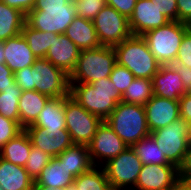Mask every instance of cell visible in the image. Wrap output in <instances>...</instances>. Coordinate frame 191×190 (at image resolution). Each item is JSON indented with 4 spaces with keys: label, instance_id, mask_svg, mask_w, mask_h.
<instances>
[{
    "label": "cell",
    "instance_id": "30",
    "mask_svg": "<svg viewBox=\"0 0 191 190\" xmlns=\"http://www.w3.org/2000/svg\"><path fill=\"white\" fill-rule=\"evenodd\" d=\"M153 96L152 79L135 78L122 95V102L145 105Z\"/></svg>",
    "mask_w": 191,
    "mask_h": 190
},
{
    "label": "cell",
    "instance_id": "18",
    "mask_svg": "<svg viewBox=\"0 0 191 190\" xmlns=\"http://www.w3.org/2000/svg\"><path fill=\"white\" fill-rule=\"evenodd\" d=\"M80 51L65 34H60L49 48L45 59L70 76L76 68Z\"/></svg>",
    "mask_w": 191,
    "mask_h": 190
},
{
    "label": "cell",
    "instance_id": "20",
    "mask_svg": "<svg viewBox=\"0 0 191 190\" xmlns=\"http://www.w3.org/2000/svg\"><path fill=\"white\" fill-rule=\"evenodd\" d=\"M34 180L25 167L0 157V188L2 190H33Z\"/></svg>",
    "mask_w": 191,
    "mask_h": 190
},
{
    "label": "cell",
    "instance_id": "31",
    "mask_svg": "<svg viewBox=\"0 0 191 190\" xmlns=\"http://www.w3.org/2000/svg\"><path fill=\"white\" fill-rule=\"evenodd\" d=\"M74 183L77 190H112L104 169L99 171L97 166L80 174L74 179Z\"/></svg>",
    "mask_w": 191,
    "mask_h": 190
},
{
    "label": "cell",
    "instance_id": "44",
    "mask_svg": "<svg viewBox=\"0 0 191 190\" xmlns=\"http://www.w3.org/2000/svg\"><path fill=\"white\" fill-rule=\"evenodd\" d=\"M180 178L191 179V142L188 145L185 160L182 166L179 168Z\"/></svg>",
    "mask_w": 191,
    "mask_h": 190
},
{
    "label": "cell",
    "instance_id": "11",
    "mask_svg": "<svg viewBox=\"0 0 191 190\" xmlns=\"http://www.w3.org/2000/svg\"><path fill=\"white\" fill-rule=\"evenodd\" d=\"M92 22L103 46L114 47L132 35L129 19L108 5L100 10Z\"/></svg>",
    "mask_w": 191,
    "mask_h": 190
},
{
    "label": "cell",
    "instance_id": "33",
    "mask_svg": "<svg viewBox=\"0 0 191 190\" xmlns=\"http://www.w3.org/2000/svg\"><path fill=\"white\" fill-rule=\"evenodd\" d=\"M52 159L53 157L48 155L46 152H43L41 149L32 146L25 165V169L29 176L35 181L40 175L42 169Z\"/></svg>",
    "mask_w": 191,
    "mask_h": 190
},
{
    "label": "cell",
    "instance_id": "39",
    "mask_svg": "<svg viewBox=\"0 0 191 190\" xmlns=\"http://www.w3.org/2000/svg\"><path fill=\"white\" fill-rule=\"evenodd\" d=\"M136 1L137 0H106V3L129 19L134 11Z\"/></svg>",
    "mask_w": 191,
    "mask_h": 190
},
{
    "label": "cell",
    "instance_id": "3",
    "mask_svg": "<svg viewBox=\"0 0 191 190\" xmlns=\"http://www.w3.org/2000/svg\"><path fill=\"white\" fill-rule=\"evenodd\" d=\"M113 48L117 63L125 66L135 78L153 79L160 68L145 39L140 35H131Z\"/></svg>",
    "mask_w": 191,
    "mask_h": 190
},
{
    "label": "cell",
    "instance_id": "7",
    "mask_svg": "<svg viewBox=\"0 0 191 190\" xmlns=\"http://www.w3.org/2000/svg\"><path fill=\"white\" fill-rule=\"evenodd\" d=\"M150 135L166 160L180 168L191 142V124L179 118L166 127L150 132Z\"/></svg>",
    "mask_w": 191,
    "mask_h": 190
},
{
    "label": "cell",
    "instance_id": "15",
    "mask_svg": "<svg viewBox=\"0 0 191 190\" xmlns=\"http://www.w3.org/2000/svg\"><path fill=\"white\" fill-rule=\"evenodd\" d=\"M150 132L166 127L180 118L179 101L153 95L144 105Z\"/></svg>",
    "mask_w": 191,
    "mask_h": 190
},
{
    "label": "cell",
    "instance_id": "17",
    "mask_svg": "<svg viewBox=\"0 0 191 190\" xmlns=\"http://www.w3.org/2000/svg\"><path fill=\"white\" fill-rule=\"evenodd\" d=\"M153 95L179 100L188 91L185 89L181 76L173 65H160L153 76Z\"/></svg>",
    "mask_w": 191,
    "mask_h": 190
},
{
    "label": "cell",
    "instance_id": "42",
    "mask_svg": "<svg viewBox=\"0 0 191 190\" xmlns=\"http://www.w3.org/2000/svg\"><path fill=\"white\" fill-rule=\"evenodd\" d=\"M178 21L188 24L191 21V0H177Z\"/></svg>",
    "mask_w": 191,
    "mask_h": 190
},
{
    "label": "cell",
    "instance_id": "50",
    "mask_svg": "<svg viewBox=\"0 0 191 190\" xmlns=\"http://www.w3.org/2000/svg\"><path fill=\"white\" fill-rule=\"evenodd\" d=\"M187 25H188V30L191 31V21Z\"/></svg>",
    "mask_w": 191,
    "mask_h": 190
},
{
    "label": "cell",
    "instance_id": "47",
    "mask_svg": "<svg viewBox=\"0 0 191 190\" xmlns=\"http://www.w3.org/2000/svg\"><path fill=\"white\" fill-rule=\"evenodd\" d=\"M173 190H191V182L187 179L179 178Z\"/></svg>",
    "mask_w": 191,
    "mask_h": 190
},
{
    "label": "cell",
    "instance_id": "5",
    "mask_svg": "<svg viewBox=\"0 0 191 190\" xmlns=\"http://www.w3.org/2000/svg\"><path fill=\"white\" fill-rule=\"evenodd\" d=\"M105 122L128 147L150 135L143 105L119 102Z\"/></svg>",
    "mask_w": 191,
    "mask_h": 190
},
{
    "label": "cell",
    "instance_id": "19",
    "mask_svg": "<svg viewBox=\"0 0 191 190\" xmlns=\"http://www.w3.org/2000/svg\"><path fill=\"white\" fill-rule=\"evenodd\" d=\"M4 51L5 64L14 73L25 67L33 66L37 60L22 33L4 41Z\"/></svg>",
    "mask_w": 191,
    "mask_h": 190
},
{
    "label": "cell",
    "instance_id": "27",
    "mask_svg": "<svg viewBox=\"0 0 191 190\" xmlns=\"http://www.w3.org/2000/svg\"><path fill=\"white\" fill-rule=\"evenodd\" d=\"M26 16L0 0V41H6L21 34Z\"/></svg>",
    "mask_w": 191,
    "mask_h": 190
},
{
    "label": "cell",
    "instance_id": "45",
    "mask_svg": "<svg viewBox=\"0 0 191 190\" xmlns=\"http://www.w3.org/2000/svg\"><path fill=\"white\" fill-rule=\"evenodd\" d=\"M181 76L185 89L188 91L191 88V68L183 65H173Z\"/></svg>",
    "mask_w": 191,
    "mask_h": 190
},
{
    "label": "cell",
    "instance_id": "34",
    "mask_svg": "<svg viewBox=\"0 0 191 190\" xmlns=\"http://www.w3.org/2000/svg\"><path fill=\"white\" fill-rule=\"evenodd\" d=\"M76 16L87 20H93L96 15L104 8L106 0H73Z\"/></svg>",
    "mask_w": 191,
    "mask_h": 190
},
{
    "label": "cell",
    "instance_id": "38",
    "mask_svg": "<svg viewBox=\"0 0 191 190\" xmlns=\"http://www.w3.org/2000/svg\"><path fill=\"white\" fill-rule=\"evenodd\" d=\"M169 21H178L177 0H151Z\"/></svg>",
    "mask_w": 191,
    "mask_h": 190
},
{
    "label": "cell",
    "instance_id": "4",
    "mask_svg": "<svg viewBox=\"0 0 191 190\" xmlns=\"http://www.w3.org/2000/svg\"><path fill=\"white\" fill-rule=\"evenodd\" d=\"M117 63L116 52L111 46L81 50L75 70L69 76L70 84L95 82L110 77Z\"/></svg>",
    "mask_w": 191,
    "mask_h": 190
},
{
    "label": "cell",
    "instance_id": "26",
    "mask_svg": "<svg viewBox=\"0 0 191 190\" xmlns=\"http://www.w3.org/2000/svg\"><path fill=\"white\" fill-rule=\"evenodd\" d=\"M31 147L29 136L23 130L0 149V157L13 164L25 167Z\"/></svg>",
    "mask_w": 191,
    "mask_h": 190
},
{
    "label": "cell",
    "instance_id": "28",
    "mask_svg": "<svg viewBox=\"0 0 191 190\" xmlns=\"http://www.w3.org/2000/svg\"><path fill=\"white\" fill-rule=\"evenodd\" d=\"M21 33L27 40L29 48L37 59L45 58L49 48L58 35L52 32H42L33 29L26 22L23 25Z\"/></svg>",
    "mask_w": 191,
    "mask_h": 190
},
{
    "label": "cell",
    "instance_id": "16",
    "mask_svg": "<svg viewBox=\"0 0 191 190\" xmlns=\"http://www.w3.org/2000/svg\"><path fill=\"white\" fill-rule=\"evenodd\" d=\"M170 22L151 0H137L134 11L129 18V27L132 35H140L159 28Z\"/></svg>",
    "mask_w": 191,
    "mask_h": 190
},
{
    "label": "cell",
    "instance_id": "49",
    "mask_svg": "<svg viewBox=\"0 0 191 190\" xmlns=\"http://www.w3.org/2000/svg\"><path fill=\"white\" fill-rule=\"evenodd\" d=\"M4 41H0V64H5Z\"/></svg>",
    "mask_w": 191,
    "mask_h": 190
},
{
    "label": "cell",
    "instance_id": "21",
    "mask_svg": "<svg viewBox=\"0 0 191 190\" xmlns=\"http://www.w3.org/2000/svg\"><path fill=\"white\" fill-rule=\"evenodd\" d=\"M80 50L100 47L97 32L91 20L76 16L64 33Z\"/></svg>",
    "mask_w": 191,
    "mask_h": 190
},
{
    "label": "cell",
    "instance_id": "12",
    "mask_svg": "<svg viewBox=\"0 0 191 190\" xmlns=\"http://www.w3.org/2000/svg\"><path fill=\"white\" fill-rule=\"evenodd\" d=\"M87 147L94 166H98L96 163L98 159L103 160L106 164L128 148L127 144L105 121L98 127Z\"/></svg>",
    "mask_w": 191,
    "mask_h": 190
},
{
    "label": "cell",
    "instance_id": "24",
    "mask_svg": "<svg viewBox=\"0 0 191 190\" xmlns=\"http://www.w3.org/2000/svg\"><path fill=\"white\" fill-rule=\"evenodd\" d=\"M50 98L36 90L22 91L19 98V124L26 128L32 125Z\"/></svg>",
    "mask_w": 191,
    "mask_h": 190
},
{
    "label": "cell",
    "instance_id": "13",
    "mask_svg": "<svg viewBox=\"0 0 191 190\" xmlns=\"http://www.w3.org/2000/svg\"><path fill=\"white\" fill-rule=\"evenodd\" d=\"M179 178V168L173 164H147L142 166L133 188H137V190H173Z\"/></svg>",
    "mask_w": 191,
    "mask_h": 190
},
{
    "label": "cell",
    "instance_id": "10",
    "mask_svg": "<svg viewBox=\"0 0 191 190\" xmlns=\"http://www.w3.org/2000/svg\"><path fill=\"white\" fill-rule=\"evenodd\" d=\"M103 166L111 189L125 190V186L135 187L143 164L132 147H128Z\"/></svg>",
    "mask_w": 191,
    "mask_h": 190
},
{
    "label": "cell",
    "instance_id": "29",
    "mask_svg": "<svg viewBox=\"0 0 191 190\" xmlns=\"http://www.w3.org/2000/svg\"><path fill=\"white\" fill-rule=\"evenodd\" d=\"M136 155L141 160L143 165L147 164H170L163 152L159 149L151 135H148L132 146Z\"/></svg>",
    "mask_w": 191,
    "mask_h": 190
},
{
    "label": "cell",
    "instance_id": "14",
    "mask_svg": "<svg viewBox=\"0 0 191 190\" xmlns=\"http://www.w3.org/2000/svg\"><path fill=\"white\" fill-rule=\"evenodd\" d=\"M24 130L32 146L41 149L53 158L73 144L67 129L45 130L42 127H26Z\"/></svg>",
    "mask_w": 191,
    "mask_h": 190
},
{
    "label": "cell",
    "instance_id": "2",
    "mask_svg": "<svg viewBox=\"0 0 191 190\" xmlns=\"http://www.w3.org/2000/svg\"><path fill=\"white\" fill-rule=\"evenodd\" d=\"M70 96L85 110L105 121L119 102L122 95L117 91L110 77L95 82L70 84Z\"/></svg>",
    "mask_w": 191,
    "mask_h": 190
},
{
    "label": "cell",
    "instance_id": "6",
    "mask_svg": "<svg viewBox=\"0 0 191 190\" xmlns=\"http://www.w3.org/2000/svg\"><path fill=\"white\" fill-rule=\"evenodd\" d=\"M187 30L186 23L170 21L164 26L148 31L142 37L160 65H173Z\"/></svg>",
    "mask_w": 191,
    "mask_h": 190
},
{
    "label": "cell",
    "instance_id": "40",
    "mask_svg": "<svg viewBox=\"0 0 191 190\" xmlns=\"http://www.w3.org/2000/svg\"><path fill=\"white\" fill-rule=\"evenodd\" d=\"M15 83L14 72L6 64H0V92Z\"/></svg>",
    "mask_w": 191,
    "mask_h": 190
},
{
    "label": "cell",
    "instance_id": "1",
    "mask_svg": "<svg viewBox=\"0 0 191 190\" xmlns=\"http://www.w3.org/2000/svg\"><path fill=\"white\" fill-rule=\"evenodd\" d=\"M14 76L22 91L36 90L49 98L70 95L69 75L45 58H39L33 66L16 71Z\"/></svg>",
    "mask_w": 191,
    "mask_h": 190
},
{
    "label": "cell",
    "instance_id": "8",
    "mask_svg": "<svg viewBox=\"0 0 191 190\" xmlns=\"http://www.w3.org/2000/svg\"><path fill=\"white\" fill-rule=\"evenodd\" d=\"M65 123L73 144L88 145L103 120L85 110L70 95L65 97Z\"/></svg>",
    "mask_w": 191,
    "mask_h": 190
},
{
    "label": "cell",
    "instance_id": "36",
    "mask_svg": "<svg viewBox=\"0 0 191 190\" xmlns=\"http://www.w3.org/2000/svg\"><path fill=\"white\" fill-rule=\"evenodd\" d=\"M23 130L18 122L0 114V149Z\"/></svg>",
    "mask_w": 191,
    "mask_h": 190
},
{
    "label": "cell",
    "instance_id": "46",
    "mask_svg": "<svg viewBox=\"0 0 191 190\" xmlns=\"http://www.w3.org/2000/svg\"><path fill=\"white\" fill-rule=\"evenodd\" d=\"M70 0H35L33 7H44V6H64Z\"/></svg>",
    "mask_w": 191,
    "mask_h": 190
},
{
    "label": "cell",
    "instance_id": "41",
    "mask_svg": "<svg viewBox=\"0 0 191 190\" xmlns=\"http://www.w3.org/2000/svg\"><path fill=\"white\" fill-rule=\"evenodd\" d=\"M178 101L180 118L191 124V92L184 94Z\"/></svg>",
    "mask_w": 191,
    "mask_h": 190
},
{
    "label": "cell",
    "instance_id": "23",
    "mask_svg": "<svg viewBox=\"0 0 191 190\" xmlns=\"http://www.w3.org/2000/svg\"><path fill=\"white\" fill-rule=\"evenodd\" d=\"M60 164L78 177L89 171L94 165L91 161L88 147L84 144H72L56 157Z\"/></svg>",
    "mask_w": 191,
    "mask_h": 190
},
{
    "label": "cell",
    "instance_id": "48",
    "mask_svg": "<svg viewBox=\"0 0 191 190\" xmlns=\"http://www.w3.org/2000/svg\"><path fill=\"white\" fill-rule=\"evenodd\" d=\"M33 190H55L53 188L50 187H45V186H33ZM56 190H77V187L75 185V183H71L69 184L66 188H60V189H56Z\"/></svg>",
    "mask_w": 191,
    "mask_h": 190
},
{
    "label": "cell",
    "instance_id": "43",
    "mask_svg": "<svg viewBox=\"0 0 191 190\" xmlns=\"http://www.w3.org/2000/svg\"><path fill=\"white\" fill-rule=\"evenodd\" d=\"M8 6L21 11L25 16L33 9L35 0H1Z\"/></svg>",
    "mask_w": 191,
    "mask_h": 190
},
{
    "label": "cell",
    "instance_id": "9",
    "mask_svg": "<svg viewBox=\"0 0 191 190\" xmlns=\"http://www.w3.org/2000/svg\"><path fill=\"white\" fill-rule=\"evenodd\" d=\"M76 17L73 0L64 6L33 7L26 15V23L42 32L64 34Z\"/></svg>",
    "mask_w": 191,
    "mask_h": 190
},
{
    "label": "cell",
    "instance_id": "35",
    "mask_svg": "<svg viewBox=\"0 0 191 190\" xmlns=\"http://www.w3.org/2000/svg\"><path fill=\"white\" fill-rule=\"evenodd\" d=\"M134 74L129 71L125 66L115 64L112 73L110 74V80L115 84L117 91L123 95L127 88L134 81Z\"/></svg>",
    "mask_w": 191,
    "mask_h": 190
},
{
    "label": "cell",
    "instance_id": "22",
    "mask_svg": "<svg viewBox=\"0 0 191 190\" xmlns=\"http://www.w3.org/2000/svg\"><path fill=\"white\" fill-rule=\"evenodd\" d=\"M65 97L50 98L36 121L27 127H42L45 130L66 129Z\"/></svg>",
    "mask_w": 191,
    "mask_h": 190
},
{
    "label": "cell",
    "instance_id": "25",
    "mask_svg": "<svg viewBox=\"0 0 191 190\" xmlns=\"http://www.w3.org/2000/svg\"><path fill=\"white\" fill-rule=\"evenodd\" d=\"M75 178L55 157L42 169L33 186H45L56 190L66 188Z\"/></svg>",
    "mask_w": 191,
    "mask_h": 190
},
{
    "label": "cell",
    "instance_id": "37",
    "mask_svg": "<svg viewBox=\"0 0 191 190\" xmlns=\"http://www.w3.org/2000/svg\"><path fill=\"white\" fill-rule=\"evenodd\" d=\"M173 65H183L191 68V31L187 30L180 43L177 57Z\"/></svg>",
    "mask_w": 191,
    "mask_h": 190
},
{
    "label": "cell",
    "instance_id": "32",
    "mask_svg": "<svg viewBox=\"0 0 191 190\" xmlns=\"http://www.w3.org/2000/svg\"><path fill=\"white\" fill-rule=\"evenodd\" d=\"M22 90L16 84L0 92V114L19 123V98Z\"/></svg>",
    "mask_w": 191,
    "mask_h": 190
}]
</instances>
